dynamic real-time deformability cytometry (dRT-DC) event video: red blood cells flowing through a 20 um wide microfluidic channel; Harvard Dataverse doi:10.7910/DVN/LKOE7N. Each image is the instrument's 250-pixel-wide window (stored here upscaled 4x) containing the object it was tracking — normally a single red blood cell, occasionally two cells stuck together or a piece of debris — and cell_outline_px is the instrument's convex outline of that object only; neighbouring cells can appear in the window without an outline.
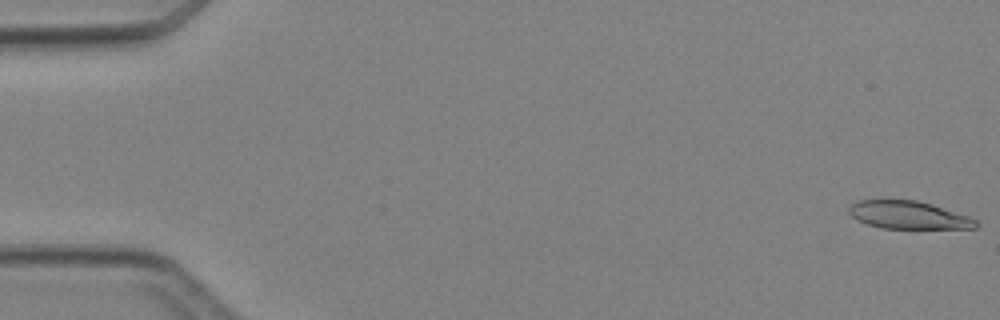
{"species": "Egyptian fruit bat (a non-hibernating species)", "species_latin": "Rousettus aegyptiacus", "temperature_condition": "cold", "stored_images_in_passage": 4, "camera_frame_rate_fps": 3000, "um_per_image_px": 0.085, "animal": {"sex": "female"}, "frame": {"image": 1, "passage_image": 1, "time_ms": 0.0, "image_size_px": [1000, 320], "cell_outline_px": [[980, 224], [976, 228], [880, 228], [868, 224], [852, 216], [848, 212], [848, 208], [856, 200], [888, 196], [916, 200], [932, 204], [968, 216], [976, 220]], "centroid_in_image_um": [77.15, 18.22], "position_along_channel_um": 7.9, "area_um2": 21.27}}